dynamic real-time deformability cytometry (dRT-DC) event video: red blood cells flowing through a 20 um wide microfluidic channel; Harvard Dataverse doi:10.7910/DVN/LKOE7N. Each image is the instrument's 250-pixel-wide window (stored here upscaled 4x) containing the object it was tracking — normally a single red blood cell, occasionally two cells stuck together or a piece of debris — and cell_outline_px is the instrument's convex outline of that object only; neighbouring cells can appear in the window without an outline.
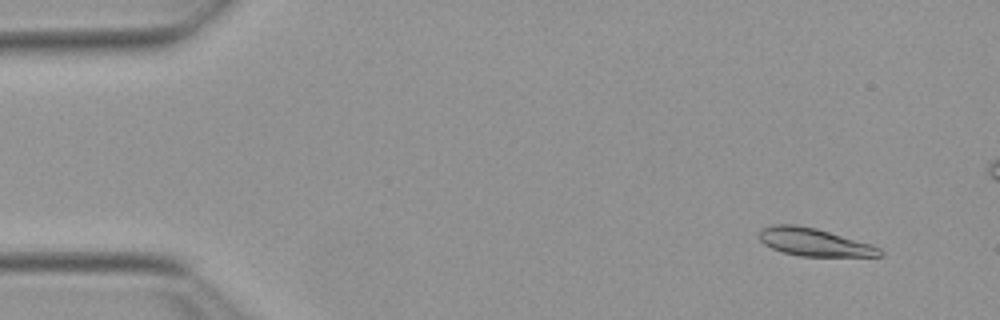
{"species": "Egyptian fruit bat (a non-hibernating species)", "species_latin": "Rousettus aegyptiacus", "temperature_condition": "warm", "stored_images_in_passage": 53, "camera_frame_rate_fps": 3000, "um_per_image_px": 0.085, "animal": {"sex": "female"}, "frame": {"image": 1, "passage_image": 4, "time_ms": 1.0, "image_size_px": [1000, 320], "cell_outline_px": [[884, 256], [800, 256], [784, 252], [772, 248], [764, 244], [756, 236], [760, 228], [772, 224], [796, 224], [816, 228], [872, 244], [880, 248], [884, 252]], "centroid_in_image_um": [69.17, 20.57], "position_along_channel_um": 15.8, "area_um2": 19.77}}
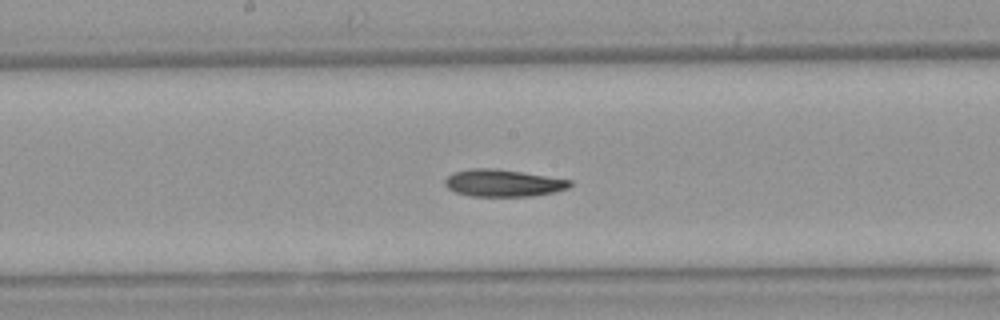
{"frame": {"image": 2, "passage_image": 27, "time_ms": 8.667, "image_size_px": [1000, 320], "cell_outline_px": [[572, 184], [568, 188], [552, 192], [532, 196], [472, 196], [456, 192], [448, 188], [444, 184], [444, 180], [452, 172], [472, 168], [492, 168], [520, 172], [572, 180]], "centroid_in_image_um": [42.73, 15.55], "position_along_channel_um": 205.5, "area_um2": 19.59}}
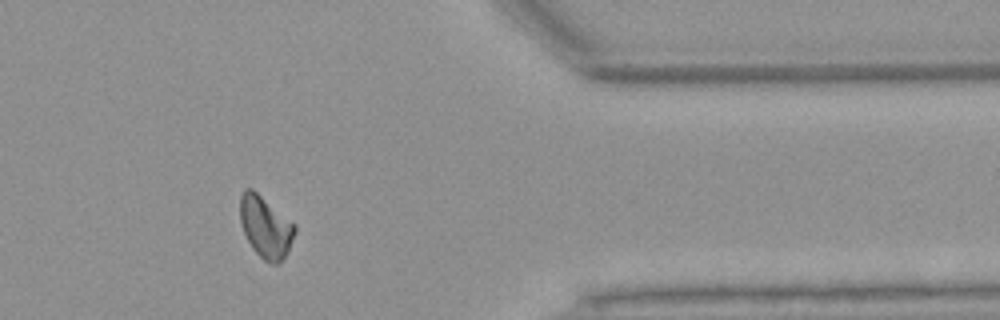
{"frame": {"image": 3, "passage_image": 43, "time_ms": 14.0, "image_size_px": [1000, 320], "cell_outline_px": [[296, 232], [288, 252], [280, 264], [268, 264], [252, 248], [244, 232], [240, 220], [240, 196], [244, 188], [252, 188], [296, 224]], "centroid_in_image_um": [22.59, 19.3], "position_along_channel_um": 388.8, "area_um2": 19.88}, "authors_computed_cell_mechanics": {"area_um2": 19.8254, "velocity_mm_per_s": 3.8506, "shape_relaxation_time_tau1_ms": 8.8911, "shape_relaxation_time_tau2_ms": null, "deformation_change_tau1": 0.1982, "deformation_change_tau2": null}}